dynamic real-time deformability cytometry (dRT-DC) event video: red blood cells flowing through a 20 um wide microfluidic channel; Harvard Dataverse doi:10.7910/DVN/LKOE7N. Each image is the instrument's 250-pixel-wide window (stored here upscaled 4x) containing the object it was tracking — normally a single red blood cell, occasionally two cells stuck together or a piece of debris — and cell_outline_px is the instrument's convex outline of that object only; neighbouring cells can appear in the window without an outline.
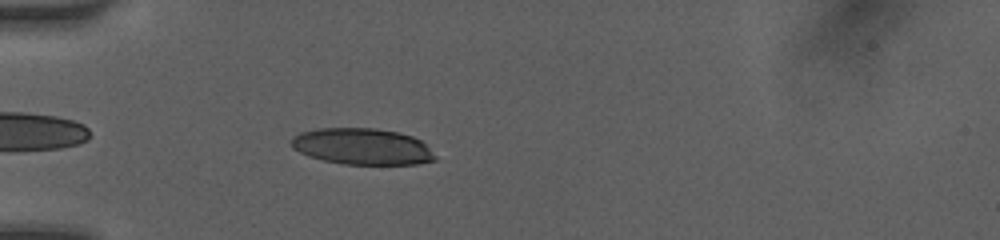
{"species": "human", "species_latin": "Homo sapiens", "temperature_condition": "room temperature", "stored_images_in_passage": 11, "camera_frame_rate_fps": 3000, "um_per_image_px": 0.085, "donor": {"sex": "female"}, "frame": {"image": 1, "passage_image": 4, "time_ms": 1.0, "image_size_px": [1000, 240], "cell_outline_px": [[436, 160], [416, 164], [344, 164], [324, 160], [308, 156], [292, 148], [292, 136], [300, 132], [320, 128], [372, 128], [396, 132], [412, 136], [420, 140], [436, 156]], "centroid_in_image_um": [30.76, 12.45], "position_along_channel_um": 54.2, "area_um2": 30.23}}
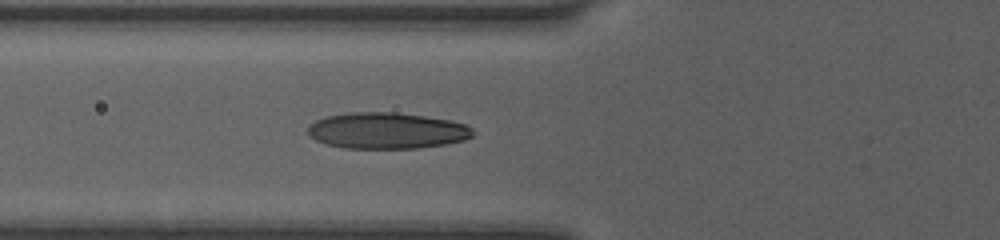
{"frame": {"image": 2, "passage_image": 9, "time_ms": 2.333, "image_size_px": [1000, 240], "cell_outline_px": [[476, 132], [472, 136], [464, 140], [444, 144], [420, 148], [344, 148], [324, 144], [308, 136], [308, 124], [324, 116], [348, 112], [396, 112], [424, 116], [448, 120], [464, 124], [472, 128]], "centroid_in_image_um": [32.83, 11.1], "position_along_channel_um": 93.0, "area_um2": 35.08}}